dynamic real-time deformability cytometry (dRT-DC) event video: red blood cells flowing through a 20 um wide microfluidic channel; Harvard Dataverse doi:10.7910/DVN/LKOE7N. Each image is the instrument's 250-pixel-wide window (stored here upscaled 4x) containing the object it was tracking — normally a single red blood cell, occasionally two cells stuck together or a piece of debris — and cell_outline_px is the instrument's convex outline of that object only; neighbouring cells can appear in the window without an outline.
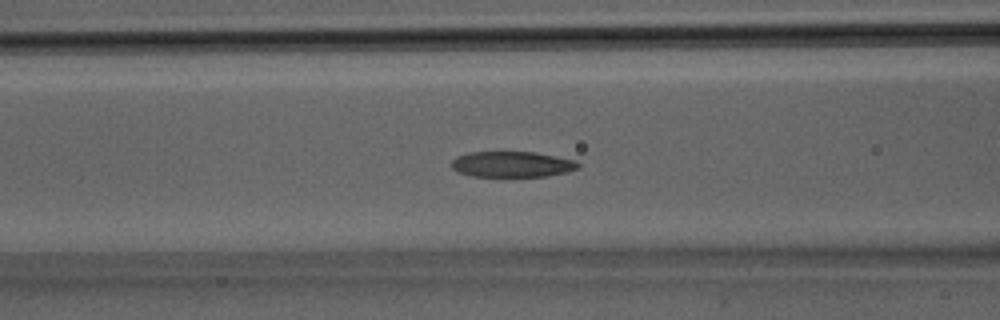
{"species": "Egyptian fruit bat (a non-hibernating species)", "species_latin": "Rousettus aegyptiacus", "temperature_condition": "room temperature", "stored_images_in_passage": 32, "camera_frame_rate_fps": 3000, "um_per_image_px": 0.085, "animal": {"sex": "male"}, "frame": {"image": 1, "passage_image": 13, "time_ms": 4.0, "image_size_px": [1000, 320], "cell_outline_px": [[580, 168], [568, 172], [548, 176], [472, 176], [456, 172], [452, 168], [452, 160], [456, 156], [472, 152], [536, 152], [576, 160], [580, 164]], "centroid_in_image_um": [43.55, 13.96], "position_along_channel_um": 123.0, "area_um2": 19.13}}
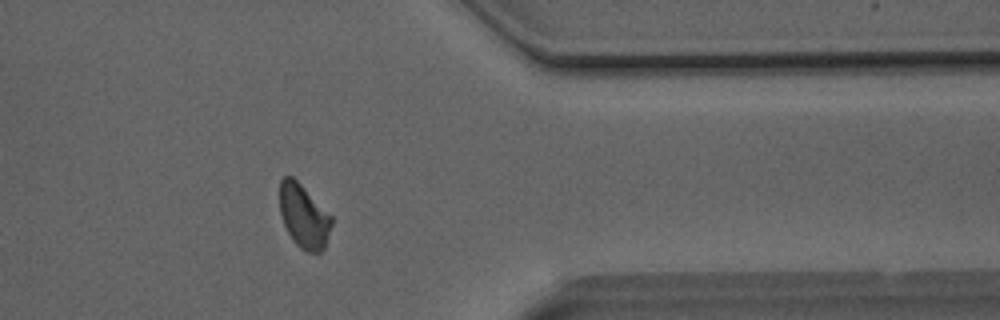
{"frame": {"image": 2, "passage_image": 26, "time_ms": 8.333, "image_size_px": [1000, 320], "cell_outline_px": [[332, 224], [324, 248], [320, 252], [308, 252], [300, 248], [296, 244], [288, 232], [284, 224], [280, 212], [280, 180], [284, 176], [292, 176], [332, 216]], "centroid_in_image_um": [25.82, 18.38], "position_along_channel_um": 385.6, "area_um2": 18.96}}
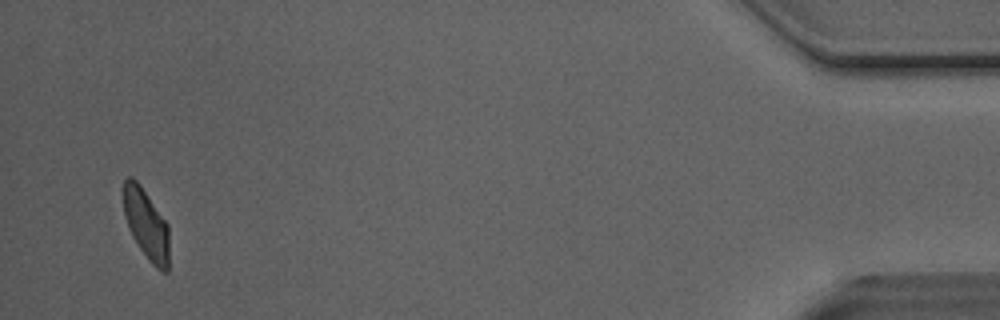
{"frame": {"image": 3, "passage_image": 31, "time_ms": 10.0, "image_size_px": [1000, 320], "cell_outline_px": [[168, 272], [160, 272], [148, 260], [132, 236], [128, 228], [124, 216], [120, 192], [124, 180], [128, 176], [132, 176], [140, 184], [168, 224]], "centroid_in_image_um": [12.37, 19.01], "position_along_channel_um": 422.8, "area_um2": 19.19}}